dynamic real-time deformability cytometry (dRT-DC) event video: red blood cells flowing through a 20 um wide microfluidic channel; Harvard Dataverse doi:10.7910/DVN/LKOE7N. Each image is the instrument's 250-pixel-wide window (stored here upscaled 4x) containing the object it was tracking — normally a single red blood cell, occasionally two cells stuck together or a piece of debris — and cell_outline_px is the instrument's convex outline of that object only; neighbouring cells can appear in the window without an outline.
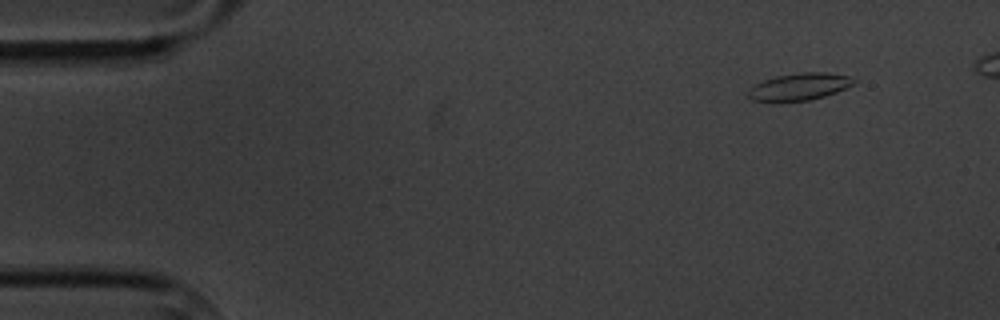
{"species": "common noctule bat (a hibernating species)", "species_latin": "Nyctalus noctula", "temperature_condition": "cold", "stored_images_in_passage": 5, "camera_frame_rate_fps": 3000, "um_per_image_px": 0.085, "animal": {"sex": "male", "body_mass_g": 20.1, "forearm_length_mm": 53.5}, "frame": {"image": 1, "passage_image": 1, "time_ms": 0.0, "image_size_px": [1000, 320], "cell_outline_px": [[856, 80], [852, 84], [836, 92], [824, 96], [808, 100], [772, 104], [752, 100], [748, 96], [748, 92], [756, 84], [764, 80], [776, 76], [800, 72], [824, 72], [852, 76]], "centroid_in_image_um": [67.9, 7.4], "position_along_channel_um": 17.1, "area_um2": 16.99}}